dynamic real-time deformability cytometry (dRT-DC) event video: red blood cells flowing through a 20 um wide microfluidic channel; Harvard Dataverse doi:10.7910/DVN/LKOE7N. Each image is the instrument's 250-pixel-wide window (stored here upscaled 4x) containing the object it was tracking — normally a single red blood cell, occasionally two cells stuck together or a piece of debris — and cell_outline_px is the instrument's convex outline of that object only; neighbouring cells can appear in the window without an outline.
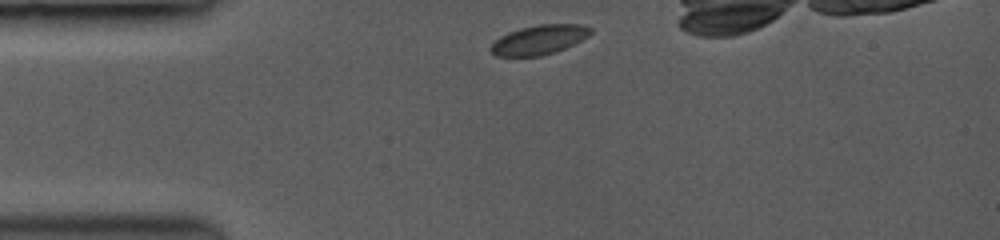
{"species": "common noctule bat (a hibernating species)", "species_latin": "Nyctalus noctula", "temperature_condition": "room temperature", "stored_images_in_passage": 39, "camera_frame_rate_fps": 3500, "um_per_image_px": 0.085, "animal": {"sex": "female", "body_mass_g": 19.0, "forearm_length_mm": 53.3}, "frame": {"image": 1, "passage_image": 1, "time_ms": 0.0, "image_size_px": [1000, 240], "cell_outline_px": [[592, 32], [588, 36], [564, 48], [540, 56], [496, 56], [492, 52], [492, 44], [500, 36], [508, 32], [520, 28], [540, 24], [580, 24], [592, 28]], "centroid_in_image_um": [45.83, 3.36], "position_along_channel_um": 39.2, "area_um2": 16.82}}
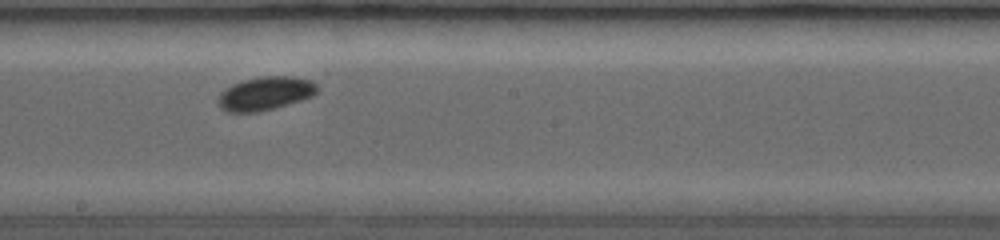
{"frame": {"image": 2, "passage_image": 20, "time_ms": 5.429, "image_size_px": [1000, 240], "cell_outline_px": [[316, 92], [312, 96], [272, 108], [256, 112], [232, 112], [224, 108], [220, 104], [220, 92], [232, 84], [240, 80], [260, 76], [292, 76], [312, 80], [316, 84]], "centroid_in_image_um": [22.56, 7.9], "position_along_channel_um": 225.6, "area_um2": 18.9}}
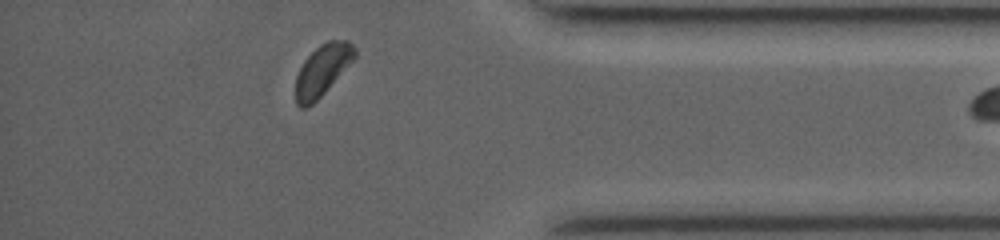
{"frame": {"image": 3, "passage_image": 37, "time_ms": 10.286, "image_size_px": [1000, 240], "cell_outline_px": [[356, 56], [324, 92], [312, 104], [304, 108], [300, 108], [296, 104], [296, 76], [304, 60], [320, 44], [328, 40], [348, 40], [356, 48]], "centroid_in_image_um": [27.39, 5.94], "position_along_channel_um": 407.8, "area_um2": 17.22}}